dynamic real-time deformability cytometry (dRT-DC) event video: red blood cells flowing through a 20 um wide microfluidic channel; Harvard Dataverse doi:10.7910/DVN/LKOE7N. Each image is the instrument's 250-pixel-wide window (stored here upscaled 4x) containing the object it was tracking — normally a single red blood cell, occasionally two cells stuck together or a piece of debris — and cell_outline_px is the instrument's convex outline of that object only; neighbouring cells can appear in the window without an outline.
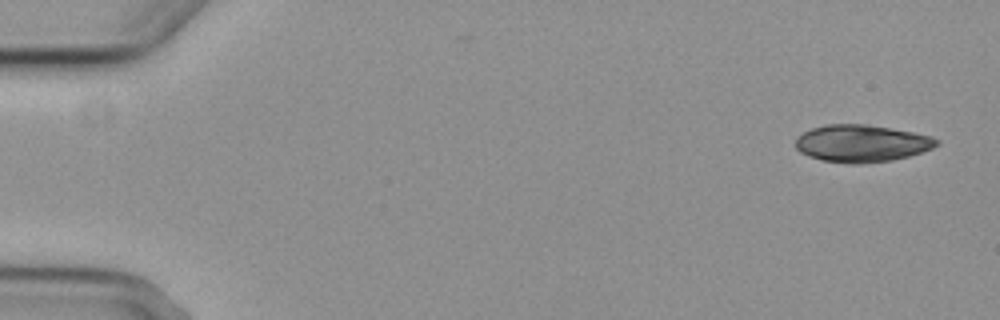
{"species": "common noctule bat (a hibernating species)", "species_latin": "Nyctalus noctula", "temperature_condition": "cold", "stored_images_in_passage": 5, "camera_frame_rate_fps": 3000, "um_per_image_px": 0.085, "animal": {"sex": "female", "body_mass_g": 29.2, "forearm_length_mm": 56.3}, "frame": {"image": 1, "passage_image": 1, "time_ms": 0.0, "image_size_px": [1000, 320], "cell_outline_px": [[940, 144], [932, 148], [908, 156], [892, 160], [860, 164], [852, 164], [824, 160], [808, 156], [800, 152], [796, 148], [796, 136], [812, 128], [828, 124], [864, 124], [892, 128], [932, 136], [940, 140]], "centroid_in_image_um": [73.24, 12.18], "position_along_channel_um": 11.8, "area_um2": 30.58}}